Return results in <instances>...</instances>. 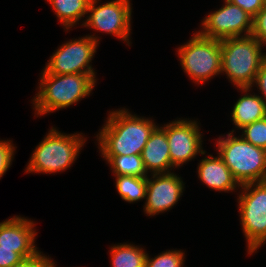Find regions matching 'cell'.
I'll return each instance as SVG.
<instances>
[{
  "mask_svg": "<svg viewBox=\"0 0 266 267\" xmlns=\"http://www.w3.org/2000/svg\"><path fill=\"white\" fill-rule=\"evenodd\" d=\"M112 267H145L147 253L143 248L129 243L111 246Z\"/></svg>",
  "mask_w": 266,
  "mask_h": 267,
  "instance_id": "obj_18",
  "label": "cell"
},
{
  "mask_svg": "<svg viewBox=\"0 0 266 267\" xmlns=\"http://www.w3.org/2000/svg\"><path fill=\"white\" fill-rule=\"evenodd\" d=\"M254 84H256L257 88L260 90V97L266 105V59L262 62L259 71L256 74L253 85Z\"/></svg>",
  "mask_w": 266,
  "mask_h": 267,
  "instance_id": "obj_28",
  "label": "cell"
},
{
  "mask_svg": "<svg viewBox=\"0 0 266 267\" xmlns=\"http://www.w3.org/2000/svg\"><path fill=\"white\" fill-rule=\"evenodd\" d=\"M169 144L170 160L178 168L194 159L198 154L206 153L202 148V134L195 120L178 119L163 125Z\"/></svg>",
  "mask_w": 266,
  "mask_h": 267,
  "instance_id": "obj_11",
  "label": "cell"
},
{
  "mask_svg": "<svg viewBox=\"0 0 266 267\" xmlns=\"http://www.w3.org/2000/svg\"><path fill=\"white\" fill-rule=\"evenodd\" d=\"M87 138L81 134H63L52 127L36 146L26 173H57L67 170L77 159Z\"/></svg>",
  "mask_w": 266,
  "mask_h": 267,
  "instance_id": "obj_4",
  "label": "cell"
},
{
  "mask_svg": "<svg viewBox=\"0 0 266 267\" xmlns=\"http://www.w3.org/2000/svg\"><path fill=\"white\" fill-rule=\"evenodd\" d=\"M241 189L238 211L251 255L266 242V180L243 184Z\"/></svg>",
  "mask_w": 266,
  "mask_h": 267,
  "instance_id": "obj_6",
  "label": "cell"
},
{
  "mask_svg": "<svg viewBox=\"0 0 266 267\" xmlns=\"http://www.w3.org/2000/svg\"><path fill=\"white\" fill-rule=\"evenodd\" d=\"M224 3L220 9L204 17L202 30L198 33L216 40L251 35L253 17L228 0H224Z\"/></svg>",
  "mask_w": 266,
  "mask_h": 267,
  "instance_id": "obj_10",
  "label": "cell"
},
{
  "mask_svg": "<svg viewBox=\"0 0 266 267\" xmlns=\"http://www.w3.org/2000/svg\"><path fill=\"white\" fill-rule=\"evenodd\" d=\"M156 123L125 108L111 111L97 134L102 155H141Z\"/></svg>",
  "mask_w": 266,
  "mask_h": 267,
  "instance_id": "obj_1",
  "label": "cell"
},
{
  "mask_svg": "<svg viewBox=\"0 0 266 267\" xmlns=\"http://www.w3.org/2000/svg\"><path fill=\"white\" fill-rule=\"evenodd\" d=\"M39 92L33 98L35 114L54 112L79 102L90 95L96 84V74H49L44 69Z\"/></svg>",
  "mask_w": 266,
  "mask_h": 267,
  "instance_id": "obj_2",
  "label": "cell"
},
{
  "mask_svg": "<svg viewBox=\"0 0 266 267\" xmlns=\"http://www.w3.org/2000/svg\"><path fill=\"white\" fill-rule=\"evenodd\" d=\"M53 259L42 254L40 251L37 255L22 259L19 263L12 267H47Z\"/></svg>",
  "mask_w": 266,
  "mask_h": 267,
  "instance_id": "obj_25",
  "label": "cell"
},
{
  "mask_svg": "<svg viewBox=\"0 0 266 267\" xmlns=\"http://www.w3.org/2000/svg\"><path fill=\"white\" fill-rule=\"evenodd\" d=\"M14 152L15 146L11 140H0V179L10 168Z\"/></svg>",
  "mask_w": 266,
  "mask_h": 267,
  "instance_id": "obj_23",
  "label": "cell"
},
{
  "mask_svg": "<svg viewBox=\"0 0 266 267\" xmlns=\"http://www.w3.org/2000/svg\"><path fill=\"white\" fill-rule=\"evenodd\" d=\"M47 267H56V264L52 261Z\"/></svg>",
  "mask_w": 266,
  "mask_h": 267,
  "instance_id": "obj_29",
  "label": "cell"
},
{
  "mask_svg": "<svg viewBox=\"0 0 266 267\" xmlns=\"http://www.w3.org/2000/svg\"><path fill=\"white\" fill-rule=\"evenodd\" d=\"M53 8L56 16L64 28L69 30L76 24H79L88 12L91 0H47Z\"/></svg>",
  "mask_w": 266,
  "mask_h": 267,
  "instance_id": "obj_17",
  "label": "cell"
},
{
  "mask_svg": "<svg viewBox=\"0 0 266 267\" xmlns=\"http://www.w3.org/2000/svg\"><path fill=\"white\" fill-rule=\"evenodd\" d=\"M251 35L262 45H266V6L253 17Z\"/></svg>",
  "mask_w": 266,
  "mask_h": 267,
  "instance_id": "obj_24",
  "label": "cell"
},
{
  "mask_svg": "<svg viewBox=\"0 0 266 267\" xmlns=\"http://www.w3.org/2000/svg\"><path fill=\"white\" fill-rule=\"evenodd\" d=\"M35 222L14 216L0 222V248L14 249L23 259L37 255Z\"/></svg>",
  "mask_w": 266,
  "mask_h": 267,
  "instance_id": "obj_13",
  "label": "cell"
},
{
  "mask_svg": "<svg viewBox=\"0 0 266 267\" xmlns=\"http://www.w3.org/2000/svg\"><path fill=\"white\" fill-rule=\"evenodd\" d=\"M115 176L148 177L141 155H101Z\"/></svg>",
  "mask_w": 266,
  "mask_h": 267,
  "instance_id": "obj_19",
  "label": "cell"
},
{
  "mask_svg": "<svg viewBox=\"0 0 266 267\" xmlns=\"http://www.w3.org/2000/svg\"><path fill=\"white\" fill-rule=\"evenodd\" d=\"M254 17L263 7V0H228Z\"/></svg>",
  "mask_w": 266,
  "mask_h": 267,
  "instance_id": "obj_26",
  "label": "cell"
},
{
  "mask_svg": "<svg viewBox=\"0 0 266 267\" xmlns=\"http://www.w3.org/2000/svg\"><path fill=\"white\" fill-rule=\"evenodd\" d=\"M91 0L87 18L82 25L120 38L130 45L132 7L130 0L107 1ZM98 4V6H97Z\"/></svg>",
  "mask_w": 266,
  "mask_h": 267,
  "instance_id": "obj_9",
  "label": "cell"
},
{
  "mask_svg": "<svg viewBox=\"0 0 266 267\" xmlns=\"http://www.w3.org/2000/svg\"><path fill=\"white\" fill-rule=\"evenodd\" d=\"M178 47V58L183 71L195 82L202 84L221 73V40L206 38L198 32Z\"/></svg>",
  "mask_w": 266,
  "mask_h": 267,
  "instance_id": "obj_7",
  "label": "cell"
},
{
  "mask_svg": "<svg viewBox=\"0 0 266 267\" xmlns=\"http://www.w3.org/2000/svg\"><path fill=\"white\" fill-rule=\"evenodd\" d=\"M22 259L14 249L0 248V267H12Z\"/></svg>",
  "mask_w": 266,
  "mask_h": 267,
  "instance_id": "obj_27",
  "label": "cell"
},
{
  "mask_svg": "<svg viewBox=\"0 0 266 267\" xmlns=\"http://www.w3.org/2000/svg\"><path fill=\"white\" fill-rule=\"evenodd\" d=\"M245 94L234 104L232 109V121L235 127L241 130L243 127L266 117V105L257 94H251V88H238ZM249 92V93H247Z\"/></svg>",
  "mask_w": 266,
  "mask_h": 267,
  "instance_id": "obj_16",
  "label": "cell"
},
{
  "mask_svg": "<svg viewBox=\"0 0 266 267\" xmlns=\"http://www.w3.org/2000/svg\"><path fill=\"white\" fill-rule=\"evenodd\" d=\"M147 177L146 202L144 212L147 216L158 215L171 209L179 201L184 191L182 178L173 172L151 174Z\"/></svg>",
  "mask_w": 266,
  "mask_h": 267,
  "instance_id": "obj_12",
  "label": "cell"
},
{
  "mask_svg": "<svg viewBox=\"0 0 266 267\" xmlns=\"http://www.w3.org/2000/svg\"><path fill=\"white\" fill-rule=\"evenodd\" d=\"M184 256L181 249L164 251L151 259L147 253L145 267H183Z\"/></svg>",
  "mask_w": 266,
  "mask_h": 267,
  "instance_id": "obj_21",
  "label": "cell"
},
{
  "mask_svg": "<svg viewBox=\"0 0 266 267\" xmlns=\"http://www.w3.org/2000/svg\"><path fill=\"white\" fill-rule=\"evenodd\" d=\"M264 48L252 35L221 40V73L237 88H252Z\"/></svg>",
  "mask_w": 266,
  "mask_h": 267,
  "instance_id": "obj_3",
  "label": "cell"
},
{
  "mask_svg": "<svg viewBox=\"0 0 266 267\" xmlns=\"http://www.w3.org/2000/svg\"><path fill=\"white\" fill-rule=\"evenodd\" d=\"M100 38L86 35L60 46L47 62L44 70L49 74H95L91 61Z\"/></svg>",
  "mask_w": 266,
  "mask_h": 267,
  "instance_id": "obj_8",
  "label": "cell"
},
{
  "mask_svg": "<svg viewBox=\"0 0 266 267\" xmlns=\"http://www.w3.org/2000/svg\"><path fill=\"white\" fill-rule=\"evenodd\" d=\"M208 156L201 159L197 167L198 178L204 184L210 189L227 193L232 192L237 187L241 188L219 154L217 157L211 154Z\"/></svg>",
  "mask_w": 266,
  "mask_h": 267,
  "instance_id": "obj_15",
  "label": "cell"
},
{
  "mask_svg": "<svg viewBox=\"0 0 266 267\" xmlns=\"http://www.w3.org/2000/svg\"><path fill=\"white\" fill-rule=\"evenodd\" d=\"M242 137L254 146L266 150V117L243 127Z\"/></svg>",
  "mask_w": 266,
  "mask_h": 267,
  "instance_id": "obj_22",
  "label": "cell"
},
{
  "mask_svg": "<svg viewBox=\"0 0 266 267\" xmlns=\"http://www.w3.org/2000/svg\"><path fill=\"white\" fill-rule=\"evenodd\" d=\"M234 130L218 138L217 151L240 185L266 180V150L247 142Z\"/></svg>",
  "mask_w": 266,
  "mask_h": 267,
  "instance_id": "obj_5",
  "label": "cell"
},
{
  "mask_svg": "<svg viewBox=\"0 0 266 267\" xmlns=\"http://www.w3.org/2000/svg\"><path fill=\"white\" fill-rule=\"evenodd\" d=\"M116 188L121 198L129 203L146 198L147 177L116 176Z\"/></svg>",
  "mask_w": 266,
  "mask_h": 267,
  "instance_id": "obj_20",
  "label": "cell"
},
{
  "mask_svg": "<svg viewBox=\"0 0 266 267\" xmlns=\"http://www.w3.org/2000/svg\"><path fill=\"white\" fill-rule=\"evenodd\" d=\"M141 157L146 171L150 174L170 173L174 169L170 160L166 131L156 126L144 146Z\"/></svg>",
  "mask_w": 266,
  "mask_h": 267,
  "instance_id": "obj_14",
  "label": "cell"
}]
</instances>
